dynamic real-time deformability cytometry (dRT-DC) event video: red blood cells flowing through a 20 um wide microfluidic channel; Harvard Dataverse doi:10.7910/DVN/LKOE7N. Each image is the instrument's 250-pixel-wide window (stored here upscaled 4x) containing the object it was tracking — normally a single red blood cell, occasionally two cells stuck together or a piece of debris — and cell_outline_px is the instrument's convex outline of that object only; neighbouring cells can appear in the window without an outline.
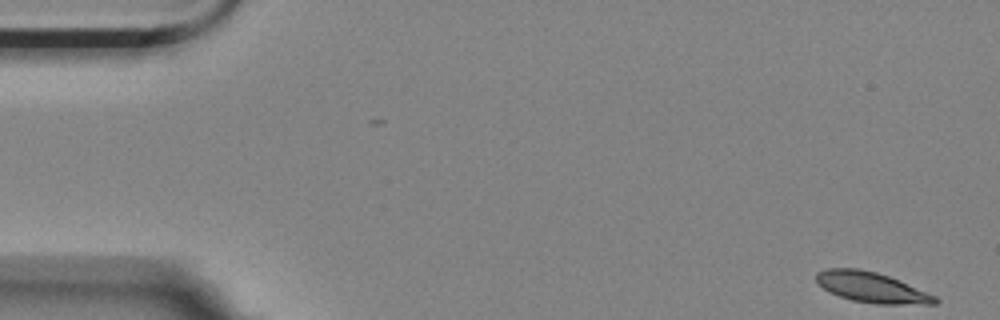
{"species": "Egyptian fruit bat (a non-hibernating species)", "species_latin": "Rousettus aegyptiacus", "temperature_condition": "room temperature", "stored_images_in_passage": 56, "camera_frame_rate_fps": 3000, "um_per_image_px": 0.085, "animal": {"sex": "female"}, "frame": {"image": 1, "passage_image": 1, "time_ms": 0.0, "image_size_px": [1000, 320], "cell_outline_px": [[940, 300], [936, 304], [876, 304], [852, 300], [828, 292], [816, 284], [816, 272], [828, 268], [856, 268], [876, 272], [888, 276], [936, 296]], "centroid_in_image_um": [74.04, 24.43], "position_along_channel_um": 11.0, "area_um2": 20.98}}
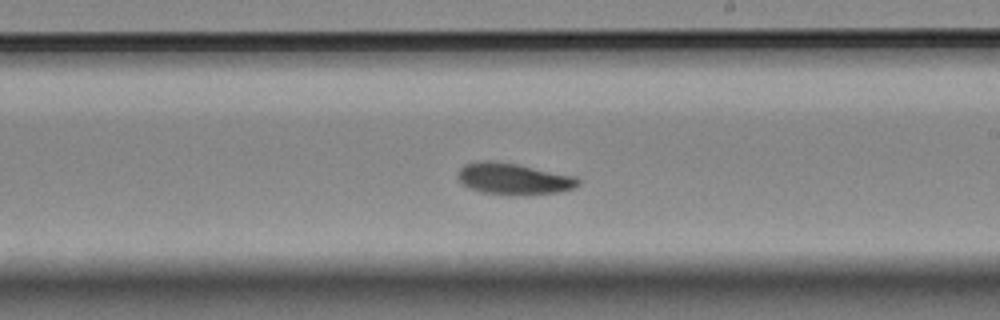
{"frame": {"image": 2, "passage_image": 32, "time_ms": 10.333, "image_size_px": [1000, 320], "cell_outline_px": [[580, 184], [576, 188], [556, 192], [484, 192], [468, 188], [456, 176], [460, 168], [464, 164], [476, 160], [488, 160], [516, 164], [576, 176], [580, 180]], "centroid_in_image_um": [43.63, 15.14], "position_along_channel_um": 245.4, "area_um2": 21.15}}
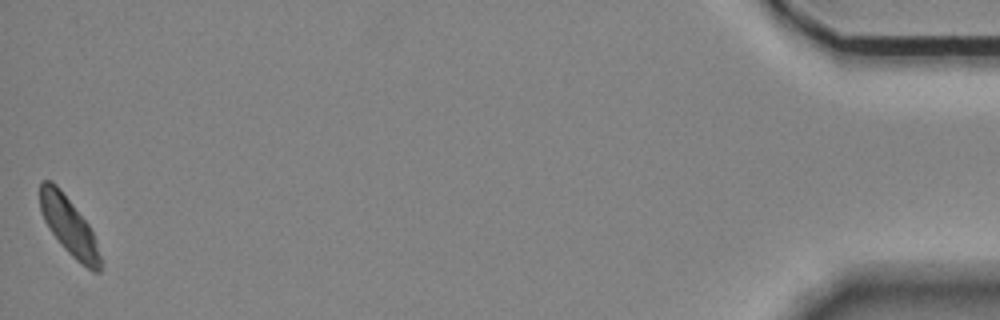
{"frame": {"image": 3, "passage_image": 56, "time_ms": 18.333, "image_size_px": [1000, 320], "cell_outline_px": [[100, 272], [92, 272], [76, 260], [60, 244], [44, 220], [40, 208], [40, 180], [52, 180], [60, 188], [88, 224], [92, 232], [100, 256]], "centroid_in_image_um": [5.84, 19.2], "position_along_channel_um": 429.4, "area_um2": 20.0}, "authors_computed_cell_mechanics": {"area_um2": 21.2415, "velocity_mm_per_s": 3.4614, "shape_relaxation_time_tau1_ms": 3.3106, "shape_relaxation_time_tau2_ms": 3.4551, "deformation_change_tau1": 0.0987, "deformation_change_tau2": 0.0746}}